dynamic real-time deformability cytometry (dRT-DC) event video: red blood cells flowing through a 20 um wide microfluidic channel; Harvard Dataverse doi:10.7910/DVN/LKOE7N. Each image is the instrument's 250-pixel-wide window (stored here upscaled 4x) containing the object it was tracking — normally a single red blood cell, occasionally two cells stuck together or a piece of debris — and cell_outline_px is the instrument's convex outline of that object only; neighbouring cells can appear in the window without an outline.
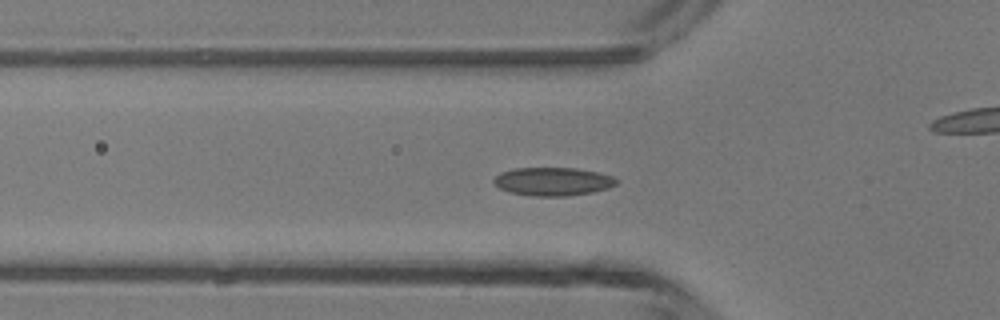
{"species": "common noctule bat (a hibernating species)", "species_latin": "Nyctalus noctula", "temperature_condition": "room temperature", "stored_images_in_passage": 48, "camera_frame_rate_fps": 3000, "um_per_image_px": 0.085, "animal": {"sex": "male", "body_mass_g": 13.3}, "frame": {"image": 1, "passage_image": 16, "time_ms": 5.0, "image_size_px": [1000, 320], "cell_outline_px": [[620, 180], [616, 184], [608, 188], [592, 192], [568, 196], [532, 196], [508, 192], [500, 188], [492, 180], [500, 172], [516, 168], [576, 168], [596, 172], [612, 176]], "centroid_in_image_um": [46.99, 15.43], "position_along_channel_um": 78.8, "area_um2": 20.23}}
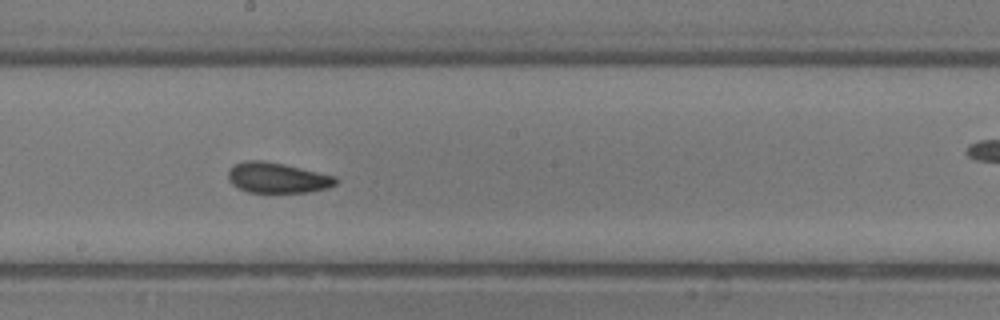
{"frame": {"image": 2, "passage_image": 26, "time_ms": 8.333, "image_size_px": [1000, 320], "cell_outline_px": [[340, 180], [336, 184], [328, 188], [308, 192], [248, 192], [232, 184], [228, 180], [228, 168], [244, 160], [264, 160], [284, 164], [336, 176]], "centroid_in_image_um": [23.58, 15.1], "position_along_channel_um": 224.6, "area_um2": 19.19}}
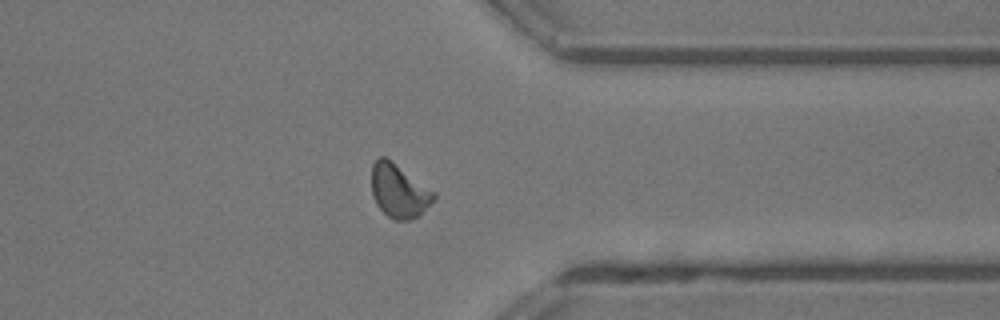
{"frame": {"image": 3, "passage_image": 37, "time_ms": 12.0, "image_size_px": [1000, 320], "cell_outline_px": [[436, 196], [420, 216], [408, 220], [392, 220], [376, 204], [372, 196], [372, 164], [380, 156], [384, 156], [436, 192]], "centroid_in_image_um": [33.91, 16.25], "position_along_channel_um": 377.5, "area_um2": 19.31}, "authors_computed_cell_mechanics": {"area_um2": 18.9584, "velocity_mm_per_s": 4.3446, "shape_relaxation_time_tau1_ms": 5.9705, "shape_relaxation_time_tau2_ms": 2.2734, "deformation_change_tau1": 0.1164, "deformation_change_tau2": 0.0697}}